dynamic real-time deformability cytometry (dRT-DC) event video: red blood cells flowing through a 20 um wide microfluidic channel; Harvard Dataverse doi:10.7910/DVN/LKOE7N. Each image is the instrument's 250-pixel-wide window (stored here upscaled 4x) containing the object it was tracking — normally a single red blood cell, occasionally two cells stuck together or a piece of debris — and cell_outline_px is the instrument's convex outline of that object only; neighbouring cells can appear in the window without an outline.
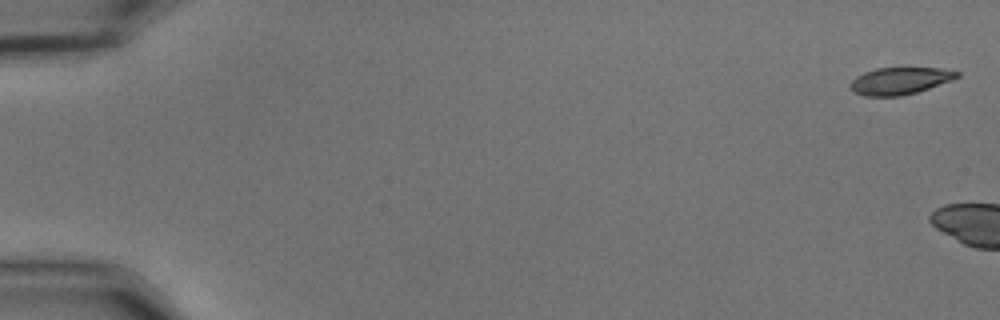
{"species": "common noctule bat (a hibernating species)", "species_latin": "Nyctalus noctula", "temperature_condition": "cold", "stored_images_in_passage": 5, "camera_frame_rate_fps": 3000, "um_per_image_px": 0.085, "animal": {"sex": "male", "body_mass_g": 15.6}, "frame": {"image": 1, "passage_image": 1, "time_ms": 0.0, "image_size_px": [1000, 320], "cell_outline_px": [[960, 76], [952, 80], [916, 92], [900, 96], [864, 96], [856, 92], [848, 84], [856, 76], [864, 72], [876, 68], [940, 68], [960, 72]], "centroid_in_image_um": [76.48, 6.86], "position_along_channel_um": 8.5, "area_um2": 16.7}}